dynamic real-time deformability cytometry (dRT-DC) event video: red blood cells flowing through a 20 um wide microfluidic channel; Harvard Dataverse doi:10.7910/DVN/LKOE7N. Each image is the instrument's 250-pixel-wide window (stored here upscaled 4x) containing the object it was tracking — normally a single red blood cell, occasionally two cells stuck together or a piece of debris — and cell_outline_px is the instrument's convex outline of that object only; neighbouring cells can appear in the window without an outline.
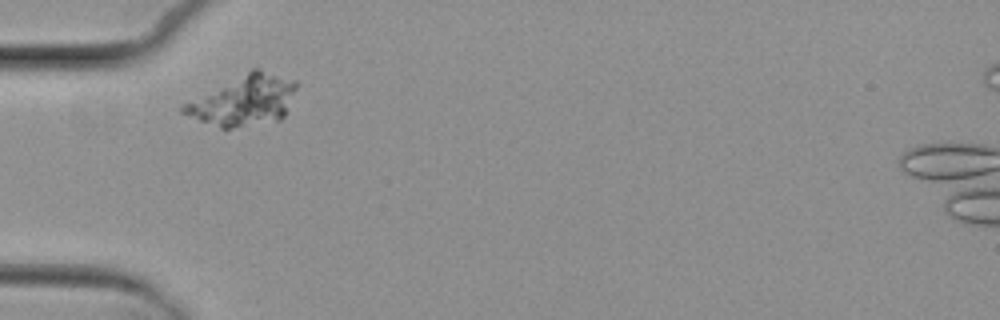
{"species": "common noctule bat (a hibernating species)", "species_latin": "Nyctalus noctula", "temperature_condition": "cold", "stored_images_in_passage": 1, "camera_frame_rate_fps": 3000, "um_per_image_px": 0.085, "animal": {"sex": "female", "body_mass_g": 29.2, "forearm_length_mm": 56.3}, "frame": {"image": 1, "passage_image": 1, "time_ms": 0.0, "image_size_px": [1000, 320], "cell_outline_px": [[296, 88], [284, 116], [280, 120], [232, 128], [220, 128], [180, 112], [180, 104], [252, 68], [260, 68], [296, 80]], "centroid_in_image_um": [20.7, 8.51], "position_along_channel_um": 64.3, "area_um2": 33.12}}